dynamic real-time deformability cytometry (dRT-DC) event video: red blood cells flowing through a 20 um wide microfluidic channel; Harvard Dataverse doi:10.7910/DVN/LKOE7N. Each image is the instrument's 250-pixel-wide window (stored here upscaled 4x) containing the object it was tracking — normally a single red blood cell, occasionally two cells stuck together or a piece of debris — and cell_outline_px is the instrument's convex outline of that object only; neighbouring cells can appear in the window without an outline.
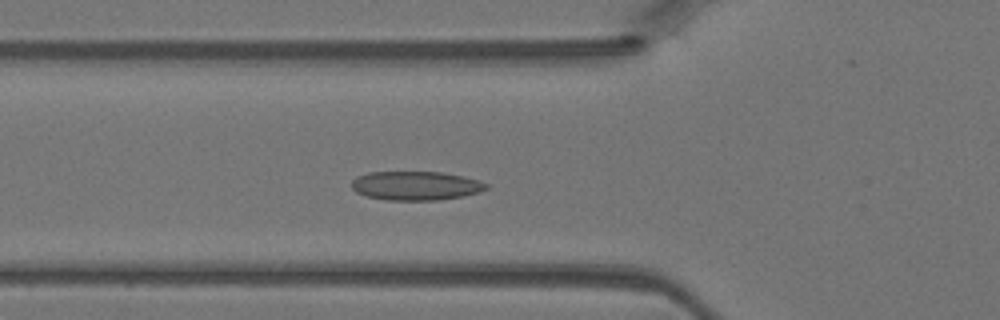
{"species": "Egyptian fruit bat (a non-hibernating species)", "species_latin": "Rousettus aegyptiacus", "temperature_condition": "warm", "stored_images_in_passage": 35, "camera_frame_rate_fps": 3000, "um_per_image_px": 0.085, "animal": {"sex": "female"}, "frame": {"image": 1, "passage_image": 5, "time_ms": 1.333, "image_size_px": [1000, 320], "cell_outline_px": [[488, 188], [480, 192], [464, 196], [436, 200], [384, 200], [368, 196], [356, 192], [352, 188], [352, 180], [356, 176], [368, 172], [440, 172], [464, 176], [480, 180], [488, 184]], "centroid_in_image_um": [35.36, 15.78], "position_along_channel_um": 90.4, "area_um2": 22.83}}
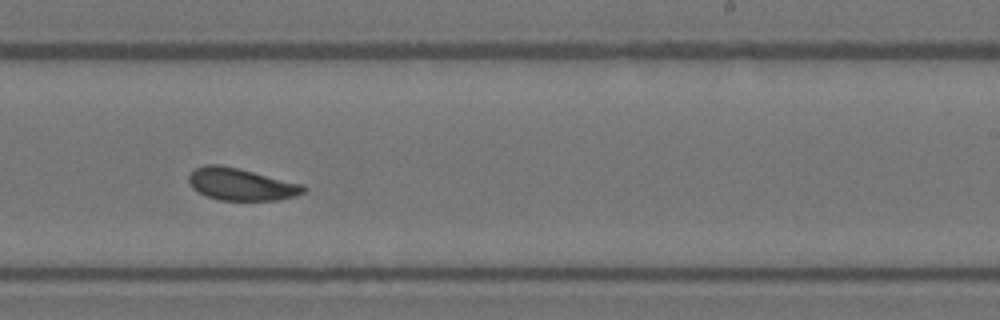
{"frame": {"image": 2, "passage_image": 17, "time_ms": 5.333, "image_size_px": [1000, 320], "cell_outline_px": [[308, 188], [304, 192], [296, 196], [280, 200], [220, 200], [208, 196], [192, 188], [188, 184], [188, 176], [196, 168], [204, 164], [220, 164], [304, 184]], "centroid_in_image_um": [20.51, 15.66], "position_along_channel_um": 268.5, "area_um2": 21.56}}
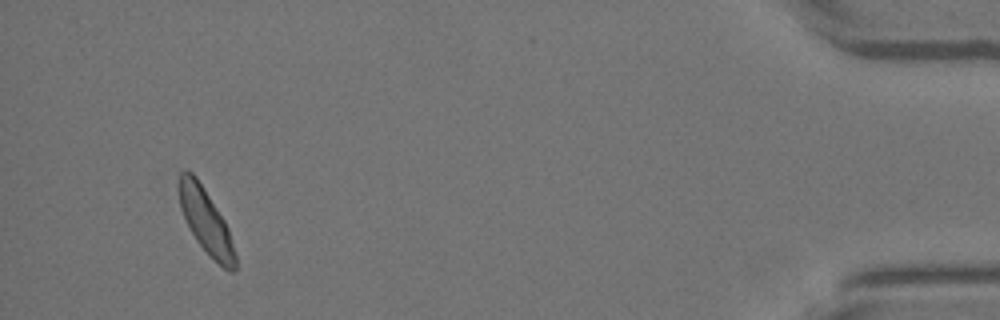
{"frame": {"image": 3, "passage_image": 32, "time_ms": 10.333, "image_size_px": [1000, 320], "cell_outline_px": [[236, 268], [232, 272], [228, 272], [196, 240], [180, 208], [176, 188], [176, 180], [180, 172], [192, 172], [196, 176], [204, 188], [224, 220], [228, 228], [236, 256]], "centroid_in_image_um": [17.46, 18.73], "position_along_channel_um": 417.7, "area_um2": 20.98}}